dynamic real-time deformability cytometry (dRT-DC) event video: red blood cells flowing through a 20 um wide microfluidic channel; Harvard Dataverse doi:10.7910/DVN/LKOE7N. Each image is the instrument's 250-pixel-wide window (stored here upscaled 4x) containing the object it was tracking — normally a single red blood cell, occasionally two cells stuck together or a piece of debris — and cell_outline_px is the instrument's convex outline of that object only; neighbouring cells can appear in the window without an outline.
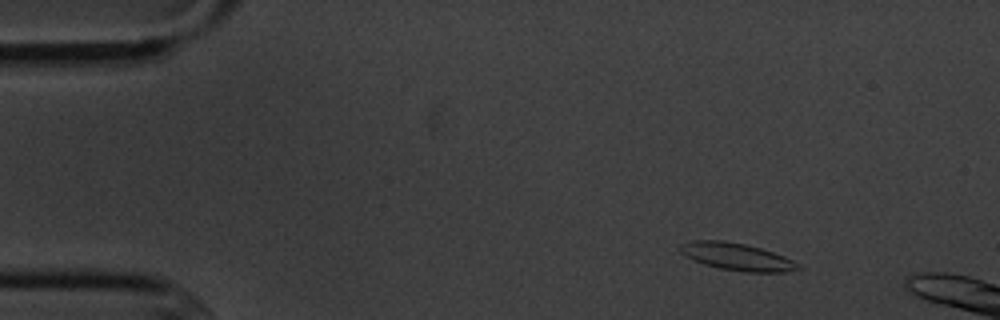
{"species": "common noctule bat (a hibernating species)", "species_latin": "Nyctalus noctula", "temperature_condition": "cold", "stored_images_in_passage": 4, "camera_frame_rate_fps": 3000, "um_per_image_px": 0.085, "animal": {"sex": "male", "body_mass_g": 20.1, "forearm_length_mm": 53.5}, "frame": {"image": 1, "passage_image": 2, "time_ms": 1.0, "image_size_px": [1000, 320], "cell_outline_px": [[800, 268], [784, 272], [744, 272], [720, 268], [704, 264], [680, 252], [676, 248], [680, 244], [692, 240], [724, 240], [744, 244], [760, 248], [784, 256], [792, 260]], "centroid_in_image_um": [62.57, 21.8], "position_along_channel_um": 22.4, "area_um2": 18.5}}